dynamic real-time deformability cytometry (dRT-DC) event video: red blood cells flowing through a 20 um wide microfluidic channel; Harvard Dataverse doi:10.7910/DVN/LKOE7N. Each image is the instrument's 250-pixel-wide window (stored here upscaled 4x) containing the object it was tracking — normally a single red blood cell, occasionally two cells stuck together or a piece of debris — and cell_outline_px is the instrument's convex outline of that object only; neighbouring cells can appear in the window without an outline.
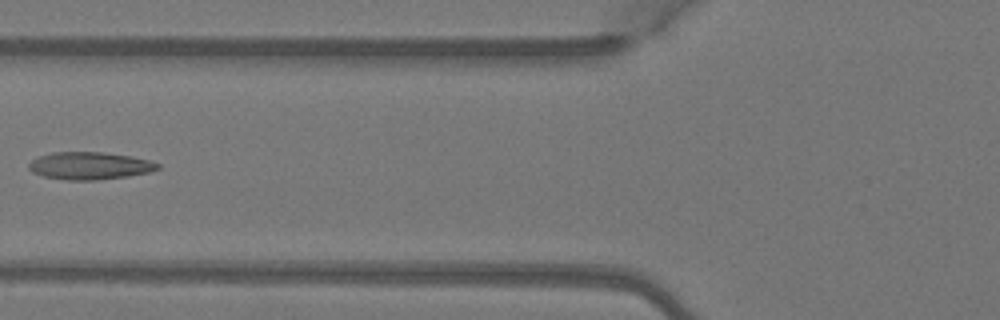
{"species": "Egyptian fruit bat (a non-hibernating species)", "species_latin": "Rousettus aegyptiacus", "temperature_condition": "warm", "stored_images_in_passage": 2, "camera_frame_rate_fps": 3000, "um_per_image_px": 0.085, "animal": {"sex": "female"}, "frame": {"image": 1, "passage_image": 2, "time_ms": 0.333, "image_size_px": [1000, 320], "cell_outline_px": [[160, 168], [152, 172], [128, 176], [96, 180], [68, 180], [44, 176], [32, 172], [28, 168], [28, 164], [36, 156], [52, 152], [104, 152], [132, 156], [148, 160], [160, 164]], "centroid_in_image_um": [7.63, 14.08], "position_along_channel_um": 118.2, "area_um2": 20.81}}